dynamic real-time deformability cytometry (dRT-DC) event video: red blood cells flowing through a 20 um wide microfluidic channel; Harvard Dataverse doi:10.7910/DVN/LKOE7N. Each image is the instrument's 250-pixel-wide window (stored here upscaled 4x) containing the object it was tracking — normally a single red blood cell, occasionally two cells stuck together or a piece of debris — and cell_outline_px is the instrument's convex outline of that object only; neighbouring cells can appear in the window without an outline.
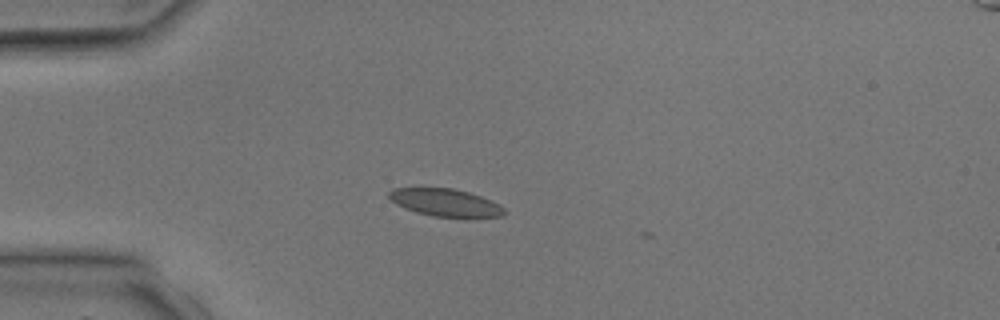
{"species": "common noctule bat (a hibernating species)", "species_latin": "Nyctalus noctula", "temperature_condition": "room temperature", "stored_images_in_passage": 3, "camera_frame_rate_fps": 3000, "um_per_image_px": 0.085, "animal": {"sex": "male", "body_mass_g": 17.9, "forearm_length_mm": 54.2}, "frame": {"image": 1, "passage_image": 3, "time_ms": 2.667, "image_size_px": [1000, 320], "cell_outline_px": [[504, 216], [472, 220], [432, 216], [416, 212], [404, 208], [396, 204], [388, 196], [388, 192], [392, 188], [452, 188], [468, 192], [480, 196], [500, 204], [504, 208]], "centroid_in_image_um": [37.92, 17.27], "position_along_channel_um": 47.1, "area_um2": 19.19}}